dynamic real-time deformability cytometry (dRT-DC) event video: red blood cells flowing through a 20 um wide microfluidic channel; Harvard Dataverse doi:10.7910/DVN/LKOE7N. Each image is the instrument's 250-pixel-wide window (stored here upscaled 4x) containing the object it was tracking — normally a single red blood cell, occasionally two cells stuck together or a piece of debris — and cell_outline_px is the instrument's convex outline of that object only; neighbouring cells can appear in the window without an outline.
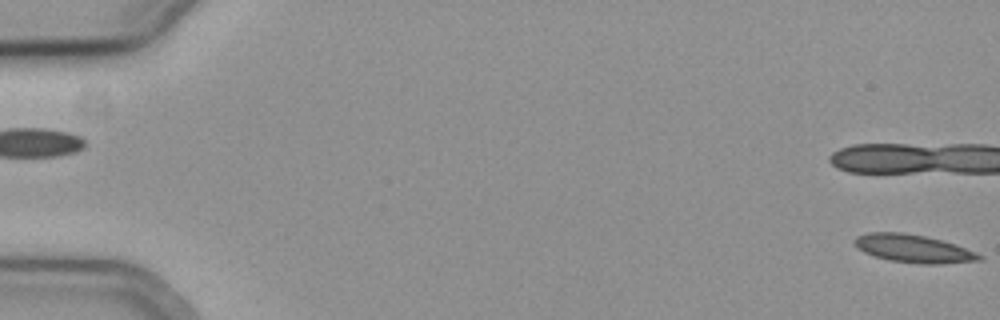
{"species": "common noctule bat (a hibernating species)", "species_latin": "Nyctalus noctula", "temperature_condition": "cold", "stored_images_in_passage": 5, "camera_frame_rate_fps": 3000, "um_per_image_px": 0.085, "animal": {"sex": "female", "body_mass_g": 19.3, "forearm_length_mm": 54.1}, "frame": {"image": 1, "passage_image": 1, "time_ms": 0.0, "image_size_px": [1000, 320], "cell_outline_px": [[984, 256], [980, 260], [936, 264], [920, 264], [892, 260], [876, 256], [864, 252], [856, 248], [852, 240], [856, 236], [868, 232], [904, 232], [924, 236], [940, 240], [976, 252]], "centroid_in_image_um": [77.58, 21.12], "position_along_channel_um": 7.4, "area_um2": 20.11}}